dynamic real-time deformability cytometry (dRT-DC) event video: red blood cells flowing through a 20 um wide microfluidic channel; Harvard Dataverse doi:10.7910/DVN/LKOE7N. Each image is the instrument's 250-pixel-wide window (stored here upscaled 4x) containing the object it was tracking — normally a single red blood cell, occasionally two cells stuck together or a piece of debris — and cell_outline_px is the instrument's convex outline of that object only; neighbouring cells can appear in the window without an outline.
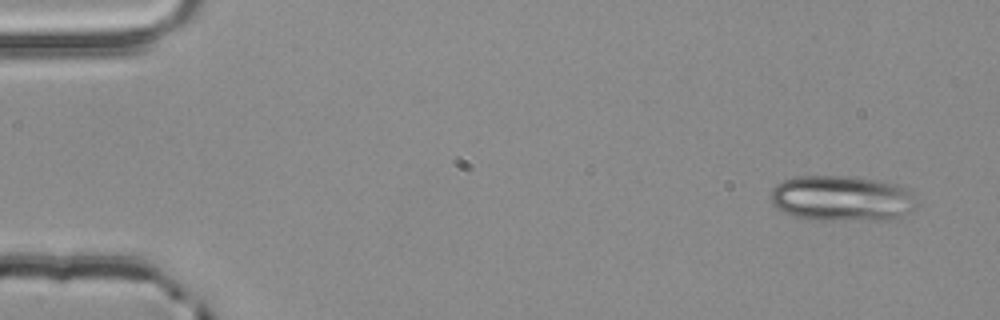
{"species": "common noctule bat (a hibernating species)", "species_latin": "Nyctalus noctula", "temperature_condition": "room temperature", "stored_images_in_passage": 4, "camera_frame_rate_fps": 3000, "um_per_image_px": 0.085, "animal": {"sex": "male", "body_mass_g": 20.4}, "frame": {"image": 1, "passage_image": 1, "time_ms": 0.0, "image_size_px": [1000, 320], "cell_outline_px": [[916, 208], [912, 212], [900, 220], [820, 220], [796, 216], [784, 212], [776, 208], [772, 204], [772, 188], [776, 184], [784, 180], [796, 176], [848, 176], [876, 180], [896, 184], [916, 192]], "centroid_in_image_um": [71.66, 16.88], "position_along_channel_um": 13.3, "area_um2": 39.48}}